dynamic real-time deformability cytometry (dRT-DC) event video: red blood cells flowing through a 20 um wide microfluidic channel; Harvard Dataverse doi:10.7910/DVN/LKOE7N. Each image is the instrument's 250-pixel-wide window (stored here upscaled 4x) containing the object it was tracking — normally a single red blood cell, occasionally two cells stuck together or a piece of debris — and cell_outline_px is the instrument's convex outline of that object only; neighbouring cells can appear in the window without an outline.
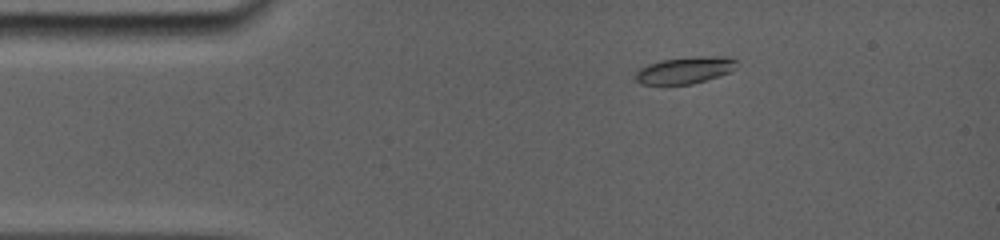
{"species": "common noctule bat (a hibernating species)", "species_latin": "Nyctalus noctula", "temperature_condition": "room temperature", "stored_images_in_passage": 28, "camera_frame_rate_fps": 5000, "um_per_image_px": 0.085, "animal": {"sex": "female", "body_mass_g": 19.0, "forearm_length_mm": 56.7}, "frame": {"image": 1, "passage_image": 5, "time_ms": 2.4, "image_size_px": [1000, 240], "cell_outline_px": [[736, 60], [732, 68], [728, 72], [720, 76], [692, 84], [640, 84], [636, 80], [636, 72], [640, 68], [648, 64], [660, 60], [696, 56], [728, 56]], "centroid_in_image_um": [58.19, 5.96], "position_along_channel_um": 26.8, "area_um2": 15.66}}
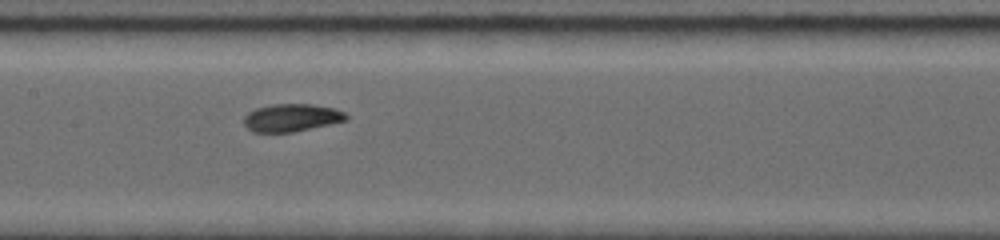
{"frame": {"image": 2, "passage_image": 15, "time_ms": 7.8, "image_size_px": [1000, 240], "cell_outline_px": [[348, 120], [292, 132], [256, 132], [248, 128], [244, 124], [244, 116], [248, 112], [256, 108], [272, 104], [312, 104], [332, 108], [344, 112], [348, 116]], "centroid_in_image_um": [24.77, 10.0], "position_along_channel_um": 182.6, "area_um2": 16.36}}
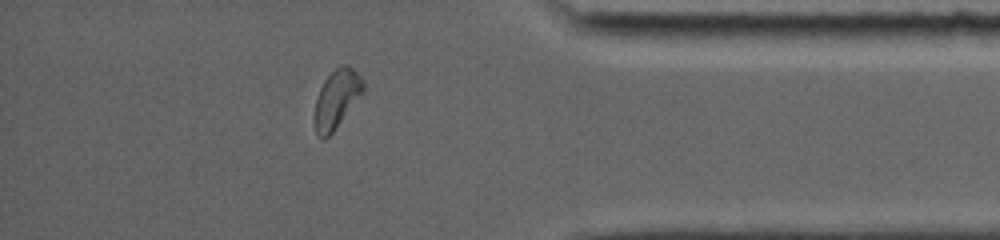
{"frame": {"image": 3, "passage_image": 25, "time_ms": 14.0, "image_size_px": [1000, 240], "cell_outline_px": [[364, 92], [332, 132], [324, 140], [320, 140], [316, 136], [316, 100], [320, 88], [324, 80], [340, 64], [344, 64], [352, 68], [364, 80]], "centroid_in_image_um": [28.63, 8.4], "position_along_channel_um": 406.6, "area_um2": 16.24}, "authors_computed_cell_mechanics": {"area_um2": 16.473, "velocity_mm_per_s": 3.8101, "shape_relaxation_time_tau1_ms": 2.976, "shape_relaxation_time_tau2_ms": 1.9242, "deformation_change_tau1": 0.1262, "deformation_change_tau2": 0.0393}}